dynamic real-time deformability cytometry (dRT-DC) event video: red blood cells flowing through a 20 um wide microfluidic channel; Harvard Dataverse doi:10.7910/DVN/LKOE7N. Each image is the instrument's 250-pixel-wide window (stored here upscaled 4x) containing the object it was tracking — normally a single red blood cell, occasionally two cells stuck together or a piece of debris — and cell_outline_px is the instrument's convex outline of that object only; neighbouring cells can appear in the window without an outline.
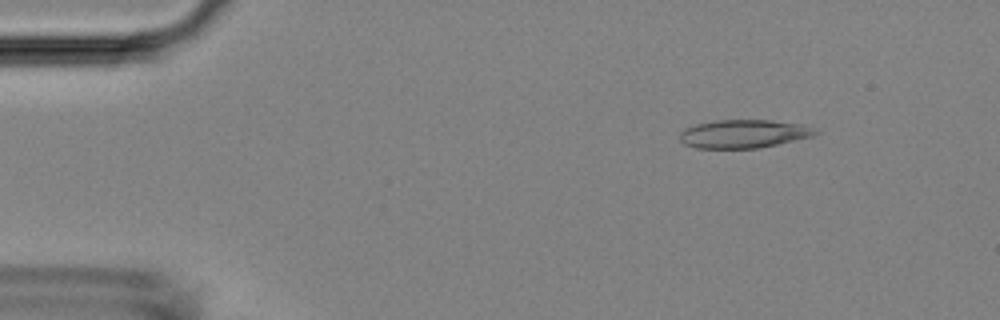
{"species": "Egyptian fruit bat (a non-hibernating species)", "species_latin": "Rousettus aegyptiacus", "temperature_condition": "room temperature", "stored_images_in_passage": 4, "camera_frame_rate_fps": 3000, "um_per_image_px": 0.085, "animal": {"sex": "female"}, "frame": {"image": 1, "passage_image": 1, "time_ms": 0.0, "image_size_px": [1000, 320], "cell_outline_px": [[820, 132], [812, 136], [760, 148], [696, 148], [684, 144], [680, 140], [680, 132], [684, 128], [696, 124], [716, 120], [772, 120], [804, 124], [816, 128]], "centroid_in_image_um": [63.23, 11.37], "position_along_channel_um": 21.8, "area_um2": 22.54}}